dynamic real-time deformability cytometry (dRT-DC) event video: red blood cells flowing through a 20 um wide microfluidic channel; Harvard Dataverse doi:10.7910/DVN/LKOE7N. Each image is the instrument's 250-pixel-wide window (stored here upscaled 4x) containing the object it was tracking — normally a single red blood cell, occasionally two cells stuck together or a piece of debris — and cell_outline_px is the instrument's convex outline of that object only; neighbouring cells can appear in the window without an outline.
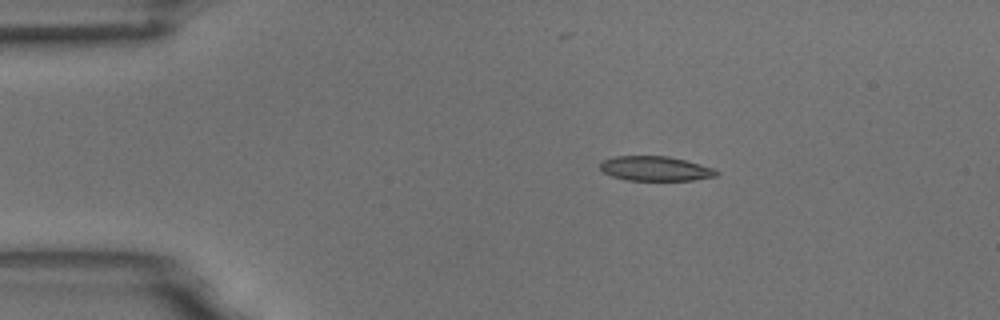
{"species": "common noctule bat (a hibernating species)", "species_latin": "Nyctalus noctula", "temperature_condition": "room temperature", "stored_images_in_passage": 9, "camera_frame_rate_fps": 3000, "um_per_image_px": 0.085, "animal": {"sex": "male", "body_mass_g": 18.8}, "frame": {"image": 1, "passage_image": 3, "time_ms": 0.667, "image_size_px": [1000, 320], "cell_outline_px": [[720, 172], [716, 176], [692, 180], [628, 180], [612, 176], [604, 172], [600, 168], [600, 164], [604, 160], [616, 156], [668, 156], [716, 168]], "centroid_in_image_um": [55.74, 14.33], "position_along_channel_um": 29.3, "area_um2": 16.59}}
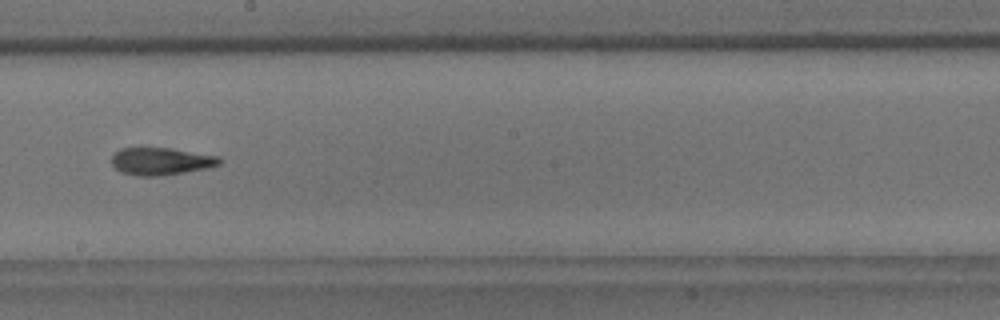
{"frame": {"image": 2, "passage_image": 9, "time_ms": 2.667, "image_size_px": [1000, 320], "cell_outline_px": [[224, 160], [220, 164], [208, 168], [160, 176], [136, 176], [120, 172], [112, 164], [112, 156], [120, 148], [172, 148], [220, 156]], "centroid_in_image_um": [13.72, 13.71], "position_along_channel_um": 234.5, "area_um2": 17.4}}